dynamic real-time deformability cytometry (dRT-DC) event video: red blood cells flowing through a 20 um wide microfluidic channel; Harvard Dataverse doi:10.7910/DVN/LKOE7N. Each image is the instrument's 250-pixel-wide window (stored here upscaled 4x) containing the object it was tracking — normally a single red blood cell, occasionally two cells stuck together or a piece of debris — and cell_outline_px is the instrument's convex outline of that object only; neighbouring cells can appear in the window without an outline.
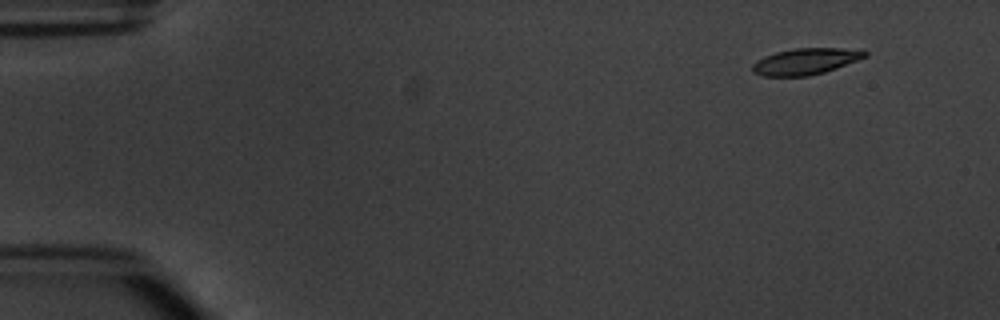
{"species": "common noctule bat (a hibernating species)", "species_latin": "Nyctalus noctula", "temperature_condition": "warm", "stored_images_in_passage": 4, "camera_frame_rate_fps": 3000, "um_per_image_px": 0.085, "animal": {"sex": "male", "body_mass_g": 20.1, "forearm_length_mm": 53.5}, "frame": {"image": 1, "passage_image": 1, "time_ms": 0.0, "image_size_px": [1000, 320], "cell_outline_px": [[868, 56], [836, 68], [824, 72], [808, 76], [764, 76], [752, 72], [752, 64], [756, 60], [764, 56], [776, 52], [792, 48], [864, 48], [868, 52]], "centroid_in_image_um": [68.51, 5.2], "position_along_channel_um": 16.5, "area_um2": 17.51}}
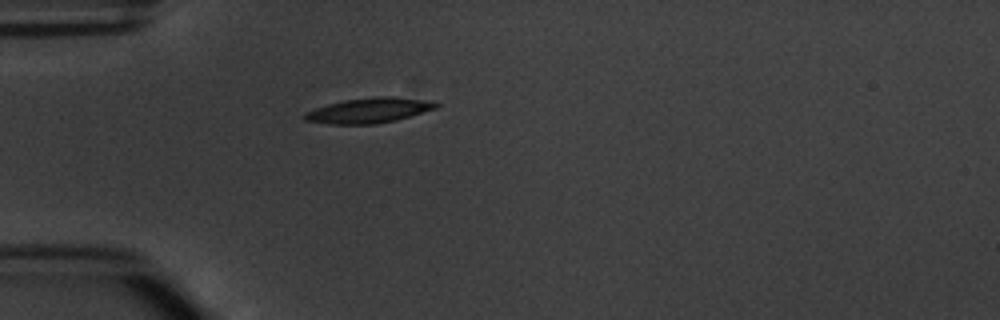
{"frame": {"image": 2, "passage_image": 4, "time_ms": 3.667, "image_size_px": [1000, 320], "cell_outline_px": [[440, 104], [436, 108], [396, 120], [376, 124], [332, 124], [304, 120], [304, 112], [328, 104], [344, 100], [376, 96], [396, 96], [436, 100]], "centroid_in_image_um": [31.44, 9.36], "position_along_channel_um": 53.6, "area_um2": 19.42}}